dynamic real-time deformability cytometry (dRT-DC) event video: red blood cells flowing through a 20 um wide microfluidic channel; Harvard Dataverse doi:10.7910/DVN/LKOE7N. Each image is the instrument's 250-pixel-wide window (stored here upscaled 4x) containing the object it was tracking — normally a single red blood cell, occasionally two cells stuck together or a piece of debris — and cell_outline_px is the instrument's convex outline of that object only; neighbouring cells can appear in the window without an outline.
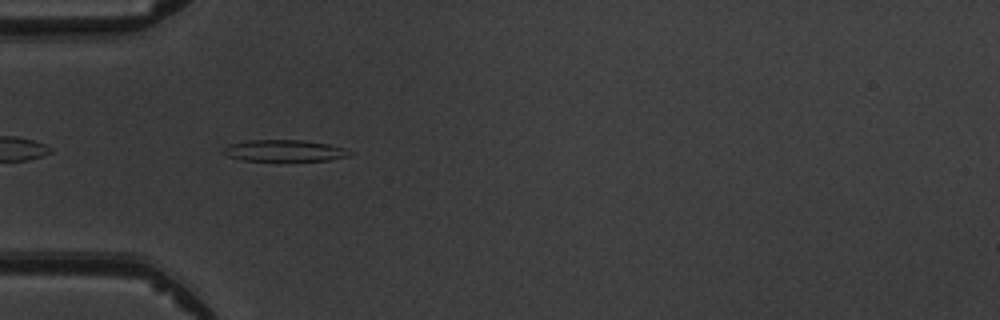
{"species": "common noctule bat (a hibernating species)", "species_latin": "Nyctalus noctula", "temperature_condition": "warm", "stored_images_in_passage": 6, "camera_frame_rate_fps": 3000, "um_per_image_px": 0.085, "animal": {"sex": "male", "body_mass_g": 19.5, "forearm_length_mm": 54.6}, "frame": {"image": 1, "passage_image": 5, "time_ms": 5.333, "image_size_px": [1000, 320], "cell_outline_px": [[352, 152], [348, 156], [328, 160], [244, 160], [228, 156], [220, 152], [228, 144], [248, 140], [304, 140], [328, 144], [344, 148]], "centroid_in_image_um": [24.13, 12.79], "position_along_channel_um": 60.9, "area_um2": 15.66}}